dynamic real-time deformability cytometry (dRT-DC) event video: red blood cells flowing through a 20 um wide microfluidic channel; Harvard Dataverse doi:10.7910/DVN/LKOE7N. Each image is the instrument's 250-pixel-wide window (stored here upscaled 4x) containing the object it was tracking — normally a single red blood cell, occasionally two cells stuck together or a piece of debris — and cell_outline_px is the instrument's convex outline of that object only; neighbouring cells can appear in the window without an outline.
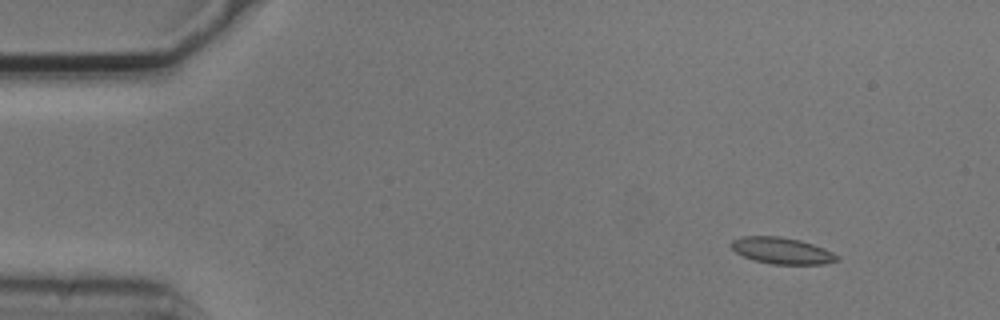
{"species": "common noctule bat (a hibernating species)", "species_latin": "Nyctalus noctula", "temperature_condition": "cold", "stored_images_in_passage": 5, "camera_frame_rate_fps": 3000, "um_per_image_px": 0.085, "animal": {"sex": "male", "body_mass_g": 20.5, "forearm_length_mm": 52.5}, "frame": {"image": 1, "passage_image": 1, "time_ms": 0.0, "image_size_px": [1000, 320], "cell_outline_px": [[840, 260], [824, 264], [772, 264], [752, 260], [736, 252], [732, 248], [732, 240], [740, 236], [780, 236], [800, 240], [824, 248], [840, 256]], "centroid_in_image_um": [66.48, 21.31], "position_along_channel_um": 18.5, "area_um2": 16.36}}
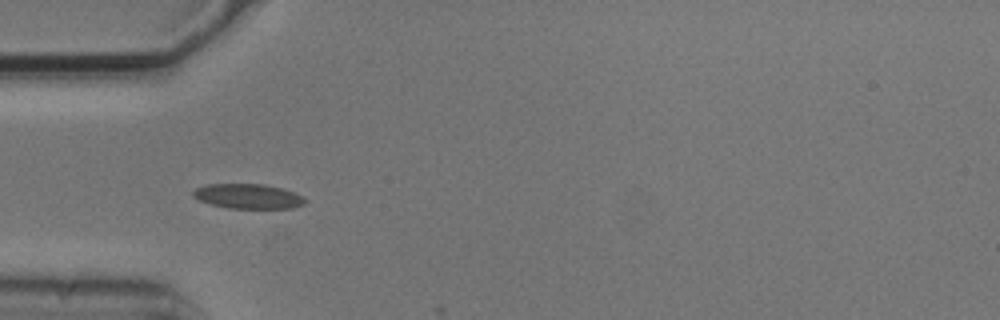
{"frame": {"image": 2, "passage_image": 4, "time_ms": 1.0, "image_size_px": [1000, 320], "cell_outline_px": [[304, 204], [292, 208], [228, 208], [212, 204], [200, 200], [192, 196], [192, 192], [196, 188], [208, 184], [264, 184], [296, 192], [304, 200]], "centroid_in_image_um": [21.07, 16.68], "position_along_channel_um": 63.9, "area_um2": 15.95}}